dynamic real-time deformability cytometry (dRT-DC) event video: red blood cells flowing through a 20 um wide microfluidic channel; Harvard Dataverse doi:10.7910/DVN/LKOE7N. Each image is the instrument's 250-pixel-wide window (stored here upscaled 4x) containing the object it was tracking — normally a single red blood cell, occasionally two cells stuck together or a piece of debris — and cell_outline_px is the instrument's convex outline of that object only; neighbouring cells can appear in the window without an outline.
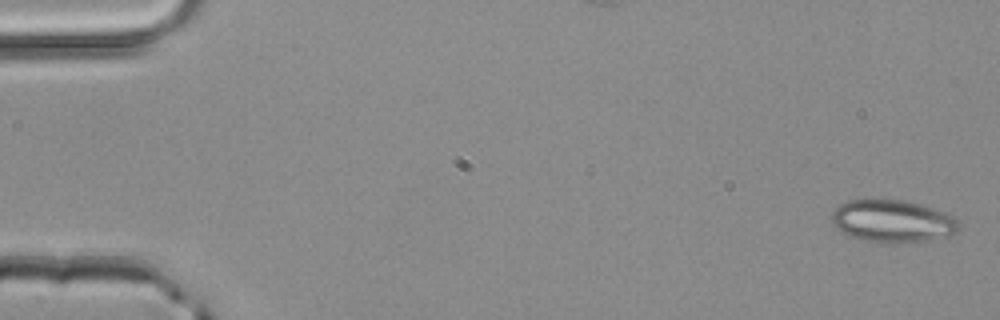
{"species": "common noctule bat (a hibernating species)", "species_latin": "Nyctalus noctula", "temperature_condition": "room temperature", "stored_images_in_passage": 4, "camera_frame_rate_fps": 3000, "um_per_image_px": 0.085, "animal": {"sex": "male", "body_mass_g": 20.4}, "frame": {"image": 1, "passage_image": 1, "time_ms": 0.0, "image_size_px": [1000, 320], "cell_outline_px": [[960, 224], [956, 232], [948, 236], [928, 240], [864, 240], [852, 236], [836, 228], [832, 224], [832, 212], [840, 204], [848, 200], [872, 196], [904, 200], [920, 204], [944, 212], [952, 216]], "centroid_in_image_um": [75.82, 18.7], "position_along_channel_um": 9.2, "area_um2": 31.15}}